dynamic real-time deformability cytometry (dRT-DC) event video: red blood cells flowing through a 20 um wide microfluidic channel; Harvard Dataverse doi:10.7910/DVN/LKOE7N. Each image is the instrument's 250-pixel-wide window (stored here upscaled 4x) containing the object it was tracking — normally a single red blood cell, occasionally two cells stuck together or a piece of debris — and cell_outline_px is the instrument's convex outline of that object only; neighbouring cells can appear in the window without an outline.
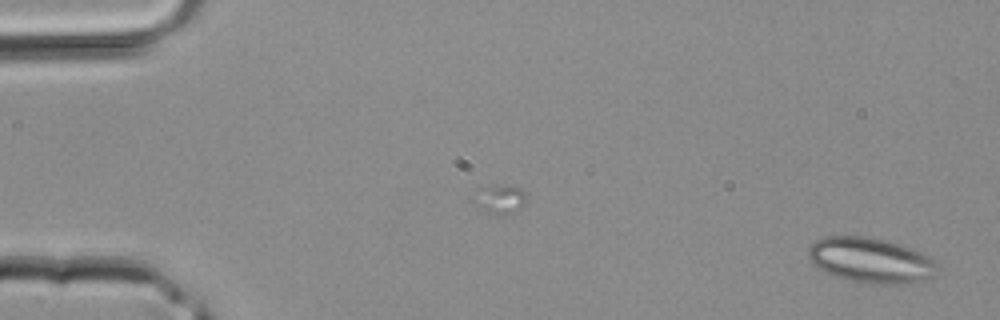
{"species": "common noctule bat (a hibernating species)", "species_latin": "Nyctalus noctula", "temperature_condition": "room temperature", "stored_images_in_passage": 12, "camera_frame_rate_fps": 3000, "um_per_image_px": 0.085, "animal": {"sex": "male", "body_mass_g": 20.4}, "frame": {"image": 1, "passage_image": 1, "time_ms": 0.0, "image_size_px": [1000, 320], "cell_outline_px": [[940, 272], [936, 276], [904, 284], [868, 284], [836, 276], [820, 268], [808, 256], [808, 248], [816, 240], [824, 236], [868, 236], [900, 244], [912, 248], [936, 260]], "centroid_in_image_um": [74.08, 22.12], "position_along_channel_um": 10.9, "area_um2": 33.99}}